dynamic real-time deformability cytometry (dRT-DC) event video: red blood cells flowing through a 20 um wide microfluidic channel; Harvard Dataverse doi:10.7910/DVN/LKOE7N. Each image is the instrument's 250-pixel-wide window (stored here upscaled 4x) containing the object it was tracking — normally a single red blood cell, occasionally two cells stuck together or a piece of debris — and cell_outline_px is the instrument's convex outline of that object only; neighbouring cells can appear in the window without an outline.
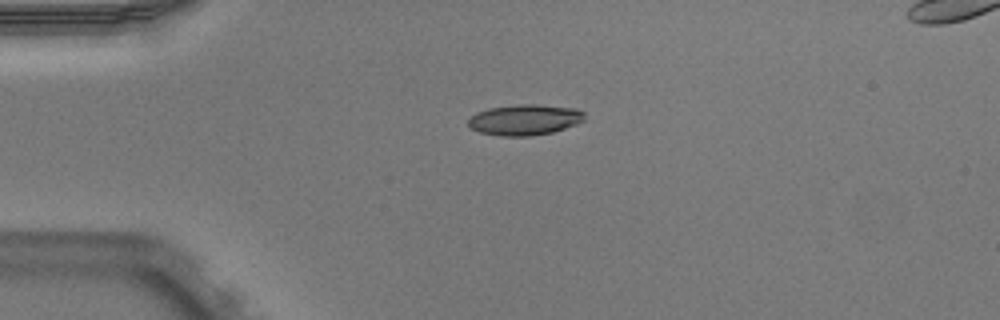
{"species": "Egyptian fruit bat (a non-hibernating species)", "species_latin": "Rousettus aegyptiacus", "temperature_condition": "warm", "stored_images_in_passage": 40, "camera_frame_rate_fps": 3000, "um_per_image_px": 0.085, "animal": {"sex": "male"}, "frame": {"image": 1, "passage_image": 1, "time_ms": 0.0, "image_size_px": [1000, 320], "cell_outline_px": [[584, 120], [576, 124], [552, 132], [532, 136], [500, 136], [480, 132], [472, 128], [468, 124], [468, 120], [476, 112], [488, 108], [516, 104], [536, 104], [576, 108], [584, 112]], "centroid_in_image_um": [44.6, 10.17], "position_along_channel_um": 40.4, "area_um2": 20.87}}
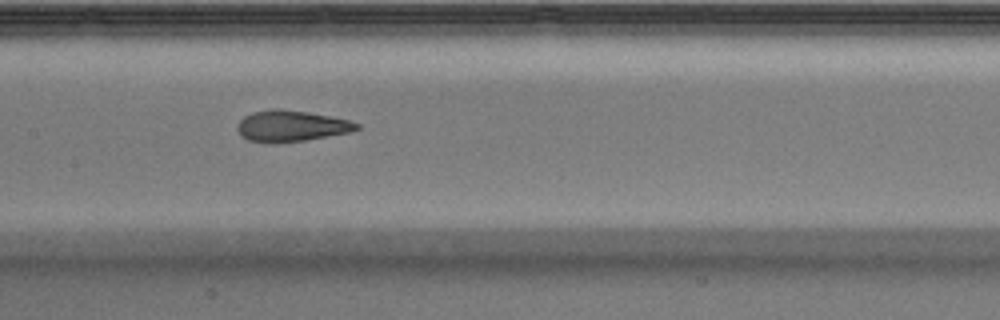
{"frame": {"image": 2, "passage_image": 14, "time_ms": 4.333, "image_size_px": [1000, 320], "cell_outline_px": [[360, 128], [352, 132], [304, 140], [248, 140], [240, 136], [236, 128], [236, 124], [244, 116], [252, 112], [276, 108], [308, 112], [348, 120], [360, 124]], "centroid_in_image_um": [24.76, 10.67], "position_along_channel_um": 182.6, "area_um2": 20.98}}
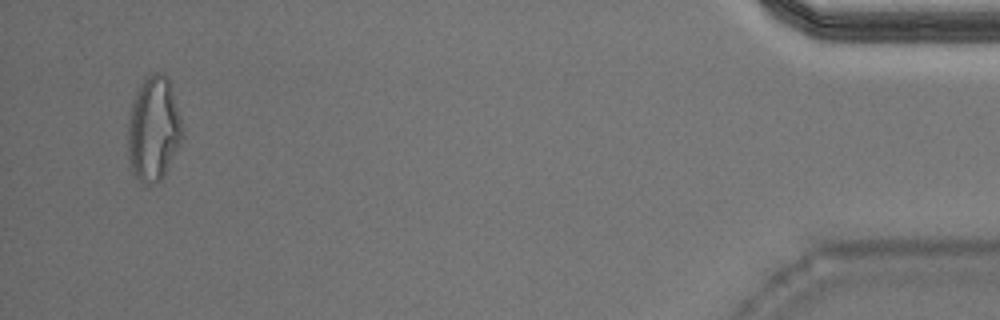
{"frame": {"image": 3, "passage_image": 38, "time_ms": 12.333, "image_size_px": [1000, 320], "cell_outline_px": [[184, 136], [164, 176], [160, 180], [144, 184], [132, 172], [128, 156], [128, 120], [132, 100], [140, 84], [152, 72], [164, 72], [168, 80], [184, 128]], "centroid_in_image_um": [13.05, 10.95], "position_along_channel_um": 422.1, "area_um2": 33.18}, "authors_computed_cell_mechanics": {"area_um2": 21.964, "velocity_mm_per_s": 3.9507, "shape_relaxation_time_tau1_ms": null, "shape_relaxation_time_tau2_ms": 1.3975, "deformation_change_tau1": null, "deformation_change_tau2": 0.0912}}